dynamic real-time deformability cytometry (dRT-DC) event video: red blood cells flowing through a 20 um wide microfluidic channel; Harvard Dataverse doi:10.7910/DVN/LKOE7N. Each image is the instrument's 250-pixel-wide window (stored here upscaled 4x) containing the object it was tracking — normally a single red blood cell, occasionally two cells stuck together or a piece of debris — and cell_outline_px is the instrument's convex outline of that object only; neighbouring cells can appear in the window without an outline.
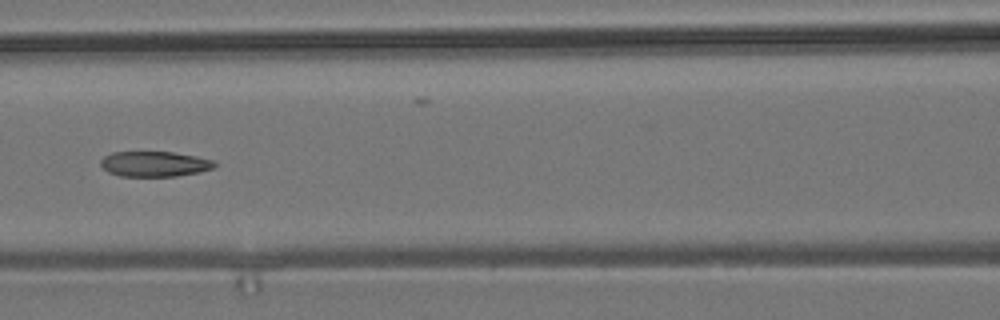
{"species": "common noctule bat (a hibernating species)", "species_latin": "Nyctalus noctula", "temperature_condition": "room temperature", "stored_images_in_passage": 9, "camera_frame_rate_fps": 3000, "um_per_image_px": 0.085, "animal": {"sex": "male", "body_mass_g": 19.2, "forearm_length_mm": 51.8}, "frame": {"image": 1, "passage_image": 5, "time_ms": 5.667, "image_size_px": [1000, 320], "cell_outline_px": [[216, 164], [212, 168], [200, 172], [176, 176], [120, 176], [108, 172], [100, 164], [100, 160], [104, 156], [112, 152], [172, 152], [196, 156], [212, 160]], "centroid_in_image_um": [13.11, 13.93], "position_along_channel_um": 153.5, "area_um2": 16.7}}
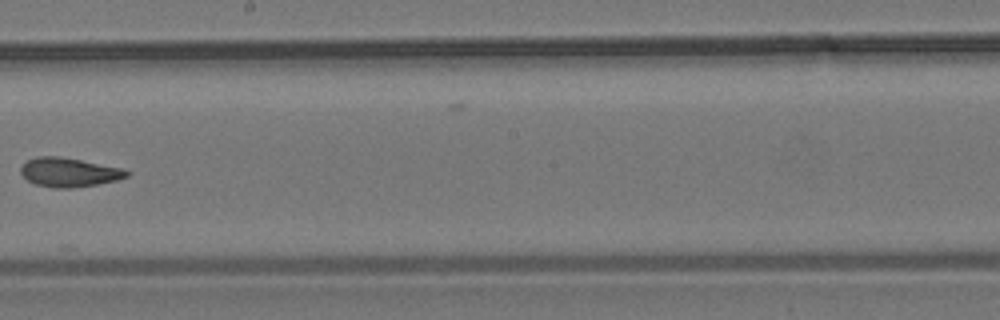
{"frame": {"image": 2, "passage_image": 7, "time_ms": 8.0, "image_size_px": [1000, 320], "cell_outline_px": [[132, 172], [128, 176], [116, 180], [96, 184], [72, 188], [52, 188], [36, 184], [28, 180], [20, 172], [20, 168], [28, 160], [36, 156], [60, 156], [124, 168]], "centroid_in_image_um": [5.89, 14.64], "position_along_channel_um": 242.3, "area_um2": 17.98}}
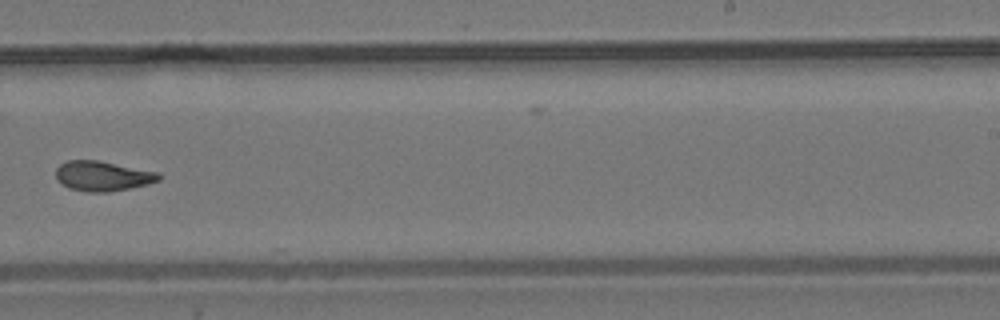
{"frame": {"image": 3, "passage_image": 8, "time_ms": 9.0, "image_size_px": [1000, 320], "cell_outline_px": [[160, 180], [148, 184], [132, 188], [108, 192], [88, 192], [68, 188], [60, 184], [56, 180], [56, 168], [60, 164], [68, 160], [96, 160], [160, 172]], "centroid_in_image_um": [8.71, 14.97], "position_along_channel_um": 280.3, "area_um2": 18.15}}